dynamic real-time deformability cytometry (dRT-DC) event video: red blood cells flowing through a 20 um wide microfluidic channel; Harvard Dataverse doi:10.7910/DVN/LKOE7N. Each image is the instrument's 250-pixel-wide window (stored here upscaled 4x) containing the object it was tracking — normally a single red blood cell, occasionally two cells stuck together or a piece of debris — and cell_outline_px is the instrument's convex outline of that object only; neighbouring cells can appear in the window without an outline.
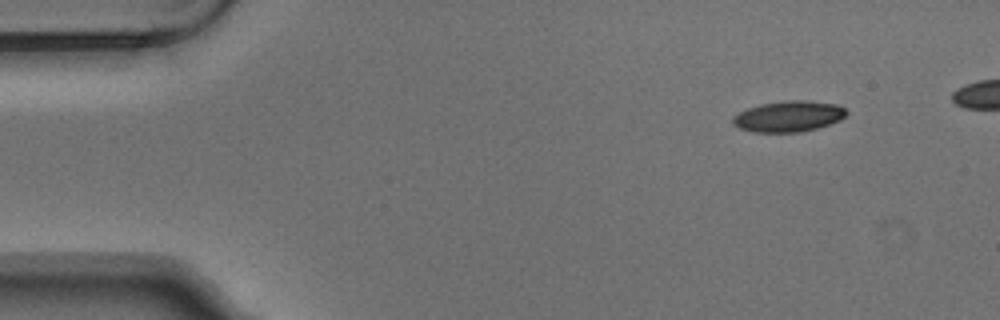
{"species": "Egyptian fruit bat (a non-hibernating species)", "species_latin": "Rousettus aegyptiacus", "temperature_condition": "warm", "stored_images_in_passage": 5, "camera_frame_rate_fps": 3000, "um_per_image_px": 0.085, "animal": {"sex": "male"}, "frame": {"image": 1, "passage_image": 1, "time_ms": 0.0, "image_size_px": [1000, 320], "cell_outline_px": [[848, 112], [840, 120], [816, 128], [800, 132], [752, 132], [740, 128], [732, 124], [732, 116], [748, 108], [760, 104], [788, 100], [804, 100], [836, 104], [844, 108]], "centroid_in_image_um": [67.0, 9.89], "position_along_channel_um": 18.0, "area_um2": 20.35}}
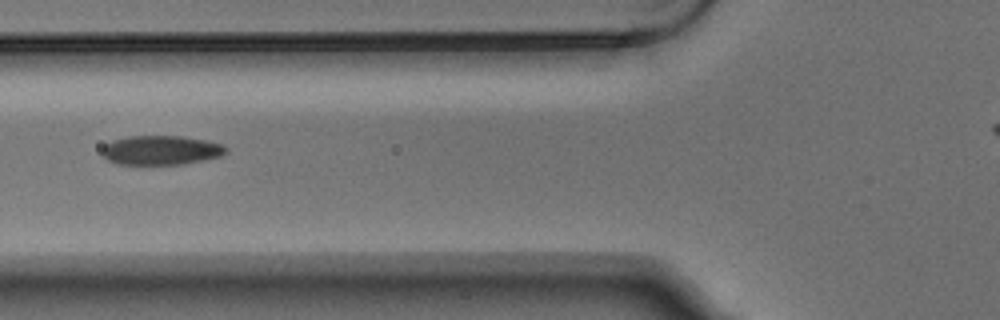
{"frame": {"image": 2, "passage_image": 5, "time_ms": 1.333, "image_size_px": [1000, 320], "cell_outline_px": [[228, 148], [220, 156], [184, 164], [120, 164], [108, 160], [104, 156], [104, 144], [112, 140], [128, 136], [184, 136], [224, 144]], "centroid_in_image_um": [13.7, 12.75], "position_along_channel_um": 112.1, "area_um2": 20.98}}